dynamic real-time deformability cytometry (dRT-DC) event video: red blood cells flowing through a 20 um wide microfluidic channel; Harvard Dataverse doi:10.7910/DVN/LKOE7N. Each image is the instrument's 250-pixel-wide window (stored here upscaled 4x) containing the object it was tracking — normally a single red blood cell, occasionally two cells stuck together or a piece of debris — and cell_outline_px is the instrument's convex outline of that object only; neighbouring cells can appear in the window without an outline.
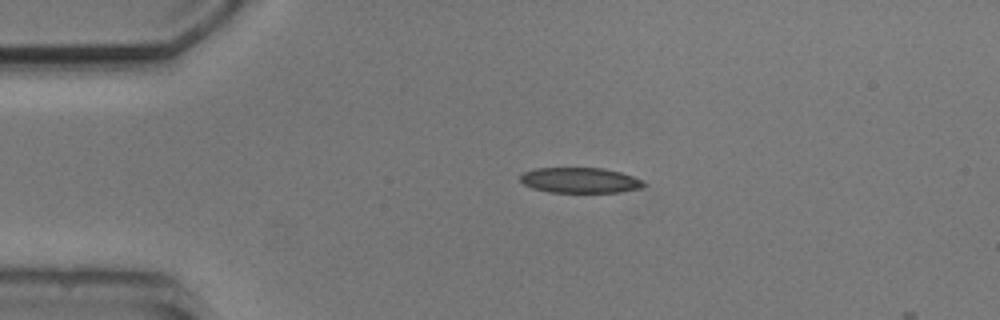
{"species": "common noctule bat (a hibernating species)", "species_latin": "Nyctalus noctula", "temperature_condition": "cold", "stored_images_in_passage": 2, "camera_frame_rate_fps": 3000, "um_per_image_px": 0.085, "animal": {"sex": "male", "body_mass_g": 20.5, "forearm_length_mm": 52.5}, "frame": {"image": 1, "passage_image": 1, "time_ms": 0.0, "image_size_px": [1000, 320], "cell_outline_px": [[644, 184], [640, 188], [620, 192], [548, 192], [532, 188], [524, 184], [520, 180], [520, 176], [524, 172], [536, 168], [604, 168], [620, 172], [632, 176], [640, 180]], "centroid_in_image_um": [49.26, 15.32], "position_along_channel_um": 35.7, "area_um2": 18.09}}